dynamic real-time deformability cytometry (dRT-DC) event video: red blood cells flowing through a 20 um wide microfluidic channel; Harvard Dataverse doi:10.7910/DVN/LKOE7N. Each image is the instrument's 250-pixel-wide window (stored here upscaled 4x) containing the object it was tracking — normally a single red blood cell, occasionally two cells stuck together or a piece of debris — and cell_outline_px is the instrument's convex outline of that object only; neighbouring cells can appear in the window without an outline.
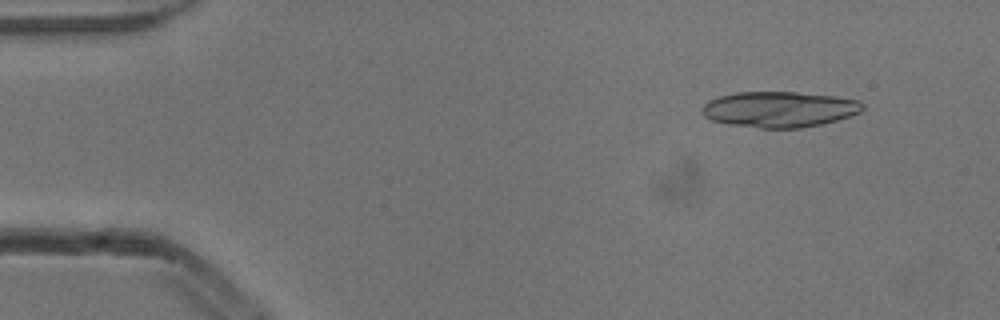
{"species": "common noctule bat (a hibernating species)", "species_latin": "Nyctalus noctula", "temperature_condition": "cold", "stored_images_in_passage": 5, "camera_frame_rate_fps": 3000, "um_per_image_px": 0.085, "animal": {"sex": "male", "body_mass_g": 13.3}, "frame": {"image": 1, "passage_image": 2, "time_ms": 0.333, "image_size_px": [1000, 320], "cell_outline_px": [[864, 108], [860, 112], [836, 120], [820, 124], [800, 128], [760, 128], [728, 124], [712, 120], [704, 116], [700, 108], [708, 100], [720, 96], [736, 92], [796, 92], [836, 96], [860, 100], [864, 104]], "centroid_in_image_um": [66.23, 9.28], "position_along_channel_um": 18.8, "area_um2": 33.52}}